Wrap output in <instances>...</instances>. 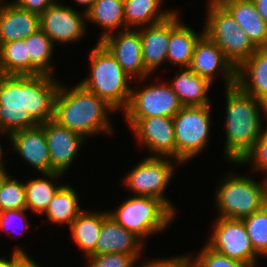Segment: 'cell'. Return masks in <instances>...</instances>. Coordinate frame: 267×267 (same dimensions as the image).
<instances>
[{
	"label": "cell",
	"mask_w": 267,
	"mask_h": 267,
	"mask_svg": "<svg viewBox=\"0 0 267 267\" xmlns=\"http://www.w3.org/2000/svg\"><path fill=\"white\" fill-rule=\"evenodd\" d=\"M141 267H190L188 256L162 259L143 264Z\"/></svg>",
	"instance_id": "f35d334b"
},
{
	"label": "cell",
	"mask_w": 267,
	"mask_h": 267,
	"mask_svg": "<svg viewBox=\"0 0 267 267\" xmlns=\"http://www.w3.org/2000/svg\"><path fill=\"white\" fill-rule=\"evenodd\" d=\"M90 260L88 267H133L139 258L121 253H108L98 256H87Z\"/></svg>",
	"instance_id": "e575fe53"
},
{
	"label": "cell",
	"mask_w": 267,
	"mask_h": 267,
	"mask_svg": "<svg viewBox=\"0 0 267 267\" xmlns=\"http://www.w3.org/2000/svg\"><path fill=\"white\" fill-rule=\"evenodd\" d=\"M258 13L267 23V0H253Z\"/></svg>",
	"instance_id": "60d3db41"
},
{
	"label": "cell",
	"mask_w": 267,
	"mask_h": 267,
	"mask_svg": "<svg viewBox=\"0 0 267 267\" xmlns=\"http://www.w3.org/2000/svg\"><path fill=\"white\" fill-rule=\"evenodd\" d=\"M221 4L257 48L267 47V23L258 13L253 0H224Z\"/></svg>",
	"instance_id": "44dd1931"
},
{
	"label": "cell",
	"mask_w": 267,
	"mask_h": 267,
	"mask_svg": "<svg viewBox=\"0 0 267 267\" xmlns=\"http://www.w3.org/2000/svg\"><path fill=\"white\" fill-rule=\"evenodd\" d=\"M224 0H210L211 3H222Z\"/></svg>",
	"instance_id": "7dc6e473"
},
{
	"label": "cell",
	"mask_w": 267,
	"mask_h": 267,
	"mask_svg": "<svg viewBox=\"0 0 267 267\" xmlns=\"http://www.w3.org/2000/svg\"><path fill=\"white\" fill-rule=\"evenodd\" d=\"M26 209L24 183L8 177L0 191V211Z\"/></svg>",
	"instance_id": "d6a6232c"
},
{
	"label": "cell",
	"mask_w": 267,
	"mask_h": 267,
	"mask_svg": "<svg viewBox=\"0 0 267 267\" xmlns=\"http://www.w3.org/2000/svg\"><path fill=\"white\" fill-rule=\"evenodd\" d=\"M262 186H263L264 202H265V206H267V177L262 182Z\"/></svg>",
	"instance_id": "ee69618b"
},
{
	"label": "cell",
	"mask_w": 267,
	"mask_h": 267,
	"mask_svg": "<svg viewBox=\"0 0 267 267\" xmlns=\"http://www.w3.org/2000/svg\"><path fill=\"white\" fill-rule=\"evenodd\" d=\"M188 68L211 83L214 73L221 69L225 73L226 87L236 85V68L225 57L222 49L205 34L196 42Z\"/></svg>",
	"instance_id": "5bb4252c"
},
{
	"label": "cell",
	"mask_w": 267,
	"mask_h": 267,
	"mask_svg": "<svg viewBox=\"0 0 267 267\" xmlns=\"http://www.w3.org/2000/svg\"><path fill=\"white\" fill-rule=\"evenodd\" d=\"M248 160L254 162V169L267 172V128L262 130L259 139L238 163L242 164Z\"/></svg>",
	"instance_id": "d590c367"
},
{
	"label": "cell",
	"mask_w": 267,
	"mask_h": 267,
	"mask_svg": "<svg viewBox=\"0 0 267 267\" xmlns=\"http://www.w3.org/2000/svg\"><path fill=\"white\" fill-rule=\"evenodd\" d=\"M59 85L51 74H0V132L10 135L52 120Z\"/></svg>",
	"instance_id": "6da1fadb"
},
{
	"label": "cell",
	"mask_w": 267,
	"mask_h": 267,
	"mask_svg": "<svg viewBox=\"0 0 267 267\" xmlns=\"http://www.w3.org/2000/svg\"><path fill=\"white\" fill-rule=\"evenodd\" d=\"M86 18L105 28L100 42L107 35L112 34L115 29H120V26L125 27L124 0H97L85 13L84 20Z\"/></svg>",
	"instance_id": "484cf974"
},
{
	"label": "cell",
	"mask_w": 267,
	"mask_h": 267,
	"mask_svg": "<svg viewBox=\"0 0 267 267\" xmlns=\"http://www.w3.org/2000/svg\"><path fill=\"white\" fill-rule=\"evenodd\" d=\"M100 42L114 56L129 77L138 75V78L142 80L150 75L142 60L140 30L127 28L118 36L107 35Z\"/></svg>",
	"instance_id": "2e32d148"
},
{
	"label": "cell",
	"mask_w": 267,
	"mask_h": 267,
	"mask_svg": "<svg viewBox=\"0 0 267 267\" xmlns=\"http://www.w3.org/2000/svg\"><path fill=\"white\" fill-rule=\"evenodd\" d=\"M89 58L91 74L80 84L105 99L116 110L119 107L125 109L131 96V88L128 87L130 77L101 42L91 50Z\"/></svg>",
	"instance_id": "277c9868"
},
{
	"label": "cell",
	"mask_w": 267,
	"mask_h": 267,
	"mask_svg": "<svg viewBox=\"0 0 267 267\" xmlns=\"http://www.w3.org/2000/svg\"><path fill=\"white\" fill-rule=\"evenodd\" d=\"M1 159H2V149H1V145H0V168L3 166Z\"/></svg>",
	"instance_id": "bcb514c9"
},
{
	"label": "cell",
	"mask_w": 267,
	"mask_h": 267,
	"mask_svg": "<svg viewBox=\"0 0 267 267\" xmlns=\"http://www.w3.org/2000/svg\"><path fill=\"white\" fill-rule=\"evenodd\" d=\"M40 125L44 129L47 140L51 161V173L64 174L77 155L84 137L59 125L53 119Z\"/></svg>",
	"instance_id": "9a60e30c"
},
{
	"label": "cell",
	"mask_w": 267,
	"mask_h": 267,
	"mask_svg": "<svg viewBox=\"0 0 267 267\" xmlns=\"http://www.w3.org/2000/svg\"><path fill=\"white\" fill-rule=\"evenodd\" d=\"M0 267H10V260L0 258Z\"/></svg>",
	"instance_id": "f6af8a7d"
},
{
	"label": "cell",
	"mask_w": 267,
	"mask_h": 267,
	"mask_svg": "<svg viewBox=\"0 0 267 267\" xmlns=\"http://www.w3.org/2000/svg\"><path fill=\"white\" fill-rule=\"evenodd\" d=\"M39 26V15L19 8L15 3L0 4V45L26 39Z\"/></svg>",
	"instance_id": "ffe728a7"
},
{
	"label": "cell",
	"mask_w": 267,
	"mask_h": 267,
	"mask_svg": "<svg viewBox=\"0 0 267 267\" xmlns=\"http://www.w3.org/2000/svg\"><path fill=\"white\" fill-rule=\"evenodd\" d=\"M126 120L138 139L154 152V156L176 159L174 122L171 117L153 116Z\"/></svg>",
	"instance_id": "7c38bea8"
},
{
	"label": "cell",
	"mask_w": 267,
	"mask_h": 267,
	"mask_svg": "<svg viewBox=\"0 0 267 267\" xmlns=\"http://www.w3.org/2000/svg\"><path fill=\"white\" fill-rule=\"evenodd\" d=\"M183 105L169 85H151L142 90L131 89V96L124 109L126 118L153 116L173 117Z\"/></svg>",
	"instance_id": "8fae6325"
},
{
	"label": "cell",
	"mask_w": 267,
	"mask_h": 267,
	"mask_svg": "<svg viewBox=\"0 0 267 267\" xmlns=\"http://www.w3.org/2000/svg\"><path fill=\"white\" fill-rule=\"evenodd\" d=\"M83 19L76 10L55 3L39 16V26L52 43H67L78 40L85 34Z\"/></svg>",
	"instance_id": "4fadbf2b"
},
{
	"label": "cell",
	"mask_w": 267,
	"mask_h": 267,
	"mask_svg": "<svg viewBox=\"0 0 267 267\" xmlns=\"http://www.w3.org/2000/svg\"><path fill=\"white\" fill-rule=\"evenodd\" d=\"M0 74L4 75H39L42 74L27 55L23 39L0 45Z\"/></svg>",
	"instance_id": "d4e9b609"
},
{
	"label": "cell",
	"mask_w": 267,
	"mask_h": 267,
	"mask_svg": "<svg viewBox=\"0 0 267 267\" xmlns=\"http://www.w3.org/2000/svg\"><path fill=\"white\" fill-rule=\"evenodd\" d=\"M60 187H54L51 181L42 178L24 183L26 209L42 215Z\"/></svg>",
	"instance_id": "4dcf8cb0"
},
{
	"label": "cell",
	"mask_w": 267,
	"mask_h": 267,
	"mask_svg": "<svg viewBox=\"0 0 267 267\" xmlns=\"http://www.w3.org/2000/svg\"><path fill=\"white\" fill-rule=\"evenodd\" d=\"M226 89L225 155L231 162L238 163L261 136L259 107L267 114V105L244 93L237 85Z\"/></svg>",
	"instance_id": "3957f363"
},
{
	"label": "cell",
	"mask_w": 267,
	"mask_h": 267,
	"mask_svg": "<svg viewBox=\"0 0 267 267\" xmlns=\"http://www.w3.org/2000/svg\"><path fill=\"white\" fill-rule=\"evenodd\" d=\"M209 4L203 33L222 49L225 57L237 69L257 47L221 3Z\"/></svg>",
	"instance_id": "5b68a950"
},
{
	"label": "cell",
	"mask_w": 267,
	"mask_h": 267,
	"mask_svg": "<svg viewBox=\"0 0 267 267\" xmlns=\"http://www.w3.org/2000/svg\"><path fill=\"white\" fill-rule=\"evenodd\" d=\"M30 62L42 73L50 75V59L53 51L51 39L41 30L24 39Z\"/></svg>",
	"instance_id": "f546056e"
},
{
	"label": "cell",
	"mask_w": 267,
	"mask_h": 267,
	"mask_svg": "<svg viewBox=\"0 0 267 267\" xmlns=\"http://www.w3.org/2000/svg\"><path fill=\"white\" fill-rule=\"evenodd\" d=\"M102 224L103 212H81L71 223L72 237L86 256L95 251Z\"/></svg>",
	"instance_id": "4316f807"
},
{
	"label": "cell",
	"mask_w": 267,
	"mask_h": 267,
	"mask_svg": "<svg viewBox=\"0 0 267 267\" xmlns=\"http://www.w3.org/2000/svg\"><path fill=\"white\" fill-rule=\"evenodd\" d=\"M177 13L170 15V40L168 43L167 60L181 68H188L193 56L196 42L204 34L197 36L190 27L178 21Z\"/></svg>",
	"instance_id": "603a6c76"
},
{
	"label": "cell",
	"mask_w": 267,
	"mask_h": 267,
	"mask_svg": "<svg viewBox=\"0 0 267 267\" xmlns=\"http://www.w3.org/2000/svg\"><path fill=\"white\" fill-rule=\"evenodd\" d=\"M109 216L126 230L142 237L163 230L174 217L173 212L163 201L148 196H133Z\"/></svg>",
	"instance_id": "8992f818"
},
{
	"label": "cell",
	"mask_w": 267,
	"mask_h": 267,
	"mask_svg": "<svg viewBox=\"0 0 267 267\" xmlns=\"http://www.w3.org/2000/svg\"><path fill=\"white\" fill-rule=\"evenodd\" d=\"M149 25L146 30H140V37L143 64L150 74L167 59L170 40V16L164 21Z\"/></svg>",
	"instance_id": "7402d4cb"
},
{
	"label": "cell",
	"mask_w": 267,
	"mask_h": 267,
	"mask_svg": "<svg viewBox=\"0 0 267 267\" xmlns=\"http://www.w3.org/2000/svg\"><path fill=\"white\" fill-rule=\"evenodd\" d=\"M24 250L16 248L12 259L10 260V267H39Z\"/></svg>",
	"instance_id": "ab89813d"
},
{
	"label": "cell",
	"mask_w": 267,
	"mask_h": 267,
	"mask_svg": "<svg viewBox=\"0 0 267 267\" xmlns=\"http://www.w3.org/2000/svg\"><path fill=\"white\" fill-rule=\"evenodd\" d=\"M211 82L200 77L191 69L185 68L173 80L171 88L177 94L183 106L210 105L207 92Z\"/></svg>",
	"instance_id": "cb8c5ba5"
},
{
	"label": "cell",
	"mask_w": 267,
	"mask_h": 267,
	"mask_svg": "<svg viewBox=\"0 0 267 267\" xmlns=\"http://www.w3.org/2000/svg\"><path fill=\"white\" fill-rule=\"evenodd\" d=\"M207 246L231 259L255 267L257 253L254 251L242 219L219 217Z\"/></svg>",
	"instance_id": "30bf717a"
},
{
	"label": "cell",
	"mask_w": 267,
	"mask_h": 267,
	"mask_svg": "<svg viewBox=\"0 0 267 267\" xmlns=\"http://www.w3.org/2000/svg\"><path fill=\"white\" fill-rule=\"evenodd\" d=\"M80 211L76 191L68 185H61L44 213L51 222H66L70 227Z\"/></svg>",
	"instance_id": "f1b7e54d"
},
{
	"label": "cell",
	"mask_w": 267,
	"mask_h": 267,
	"mask_svg": "<svg viewBox=\"0 0 267 267\" xmlns=\"http://www.w3.org/2000/svg\"><path fill=\"white\" fill-rule=\"evenodd\" d=\"M76 1L77 3H79L80 5H86V12L89 11V9L93 6V4L97 1V0H74Z\"/></svg>",
	"instance_id": "b9f144b4"
},
{
	"label": "cell",
	"mask_w": 267,
	"mask_h": 267,
	"mask_svg": "<svg viewBox=\"0 0 267 267\" xmlns=\"http://www.w3.org/2000/svg\"><path fill=\"white\" fill-rule=\"evenodd\" d=\"M15 151L30 165L37 168L49 179L59 178L62 174L51 173L49 149L43 127L38 124L32 128L18 130L10 134Z\"/></svg>",
	"instance_id": "e0dca14e"
},
{
	"label": "cell",
	"mask_w": 267,
	"mask_h": 267,
	"mask_svg": "<svg viewBox=\"0 0 267 267\" xmlns=\"http://www.w3.org/2000/svg\"><path fill=\"white\" fill-rule=\"evenodd\" d=\"M140 242V238L134 233L126 230L112 219L108 212H103V224L101 226L99 238L96 242L95 251L90 256L108 253L139 256L142 247V242Z\"/></svg>",
	"instance_id": "ac0fdd59"
},
{
	"label": "cell",
	"mask_w": 267,
	"mask_h": 267,
	"mask_svg": "<svg viewBox=\"0 0 267 267\" xmlns=\"http://www.w3.org/2000/svg\"><path fill=\"white\" fill-rule=\"evenodd\" d=\"M210 108V105L183 106L172 117L178 163H185L206 146L210 135Z\"/></svg>",
	"instance_id": "52a82bcc"
},
{
	"label": "cell",
	"mask_w": 267,
	"mask_h": 267,
	"mask_svg": "<svg viewBox=\"0 0 267 267\" xmlns=\"http://www.w3.org/2000/svg\"><path fill=\"white\" fill-rule=\"evenodd\" d=\"M247 234L257 254L267 256V206L244 217Z\"/></svg>",
	"instance_id": "1f68e13d"
},
{
	"label": "cell",
	"mask_w": 267,
	"mask_h": 267,
	"mask_svg": "<svg viewBox=\"0 0 267 267\" xmlns=\"http://www.w3.org/2000/svg\"><path fill=\"white\" fill-rule=\"evenodd\" d=\"M111 110L116 109L80 83L70 91L59 85L54 100L53 120L85 138L99 131H112L106 115Z\"/></svg>",
	"instance_id": "7a4b0ae2"
},
{
	"label": "cell",
	"mask_w": 267,
	"mask_h": 267,
	"mask_svg": "<svg viewBox=\"0 0 267 267\" xmlns=\"http://www.w3.org/2000/svg\"><path fill=\"white\" fill-rule=\"evenodd\" d=\"M26 210L27 209L0 211V229L7 230L8 226L12 225V222H14L15 219H17V218L20 219L21 222L23 223L25 220H27L24 217V215H25L24 213ZM15 227H16V225H15ZM28 227H29V224H25L23 226V228H28Z\"/></svg>",
	"instance_id": "74e56055"
},
{
	"label": "cell",
	"mask_w": 267,
	"mask_h": 267,
	"mask_svg": "<svg viewBox=\"0 0 267 267\" xmlns=\"http://www.w3.org/2000/svg\"><path fill=\"white\" fill-rule=\"evenodd\" d=\"M190 267H253L250 264L231 259L209 248L207 245L194 261L188 256Z\"/></svg>",
	"instance_id": "836d02e7"
},
{
	"label": "cell",
	"mask_w": 267,
	"mask_h": 267,
	"mask_svg": "<svg viewBox=\"0 0 267 267\" xmlns=\"http://www.w3.org/2000/svg\"><path fill=\"white\" fill-rule=\"evenodd\" d=\"M9 177V175L6 173L4 166L0 168V191L1 188L5 182V180Z\"/></svg>",
	"instance_id": "7bdbcfd3"
},
{
	"label": "cell",
	"mask_w": 267,
	"mask_h": 267,
	"mask_svg": "<svg viewBox=\"0 0 267 267\" xmlns=\"http://www.w3.org/2000/svg\"><path fill=\"white\" fill-rule=\"evenodd\" d=\"M168 157L149 156L140 162L125 178V185L136 193V196H148L163 201L173 212L175 209L163 191L173 176L174 166Z\"/></svg>",
	"instance_id": "9c48e42d"
},
{
	"label": "cell",
	"mask_w": 267,
	"mask_h": 267,
	"mask_svg": "<svg viewBox=\"0 0 267 267\" xmlns=\"http://www.w3.org/2000/svg\"><path fill=\"white\" fill-rule=\"evenodd\" d=\"M161 0H124L125 26H142L164 21L173 11L160 12ZM160 12V13H159ZM152 21V22H151Z\"/></svg>",
	"instance_id": "83f0119b"
},
{
	"label": "cell",
	"mask_w": 267,
	"mask_h": 267,
	"mask_svg": "<svg viewBox=\"0 0 267 267\" xmlns=\"http://www.w3.org/2000/svg\"><path fill=\"white\" fill-rule=\"evenodd\" d=\"M219 188L216 203L220 217L243 219L265 206L262 182L231 175Z\"/></svg>",
	"instance_id": "ba28073f"
},
{
	"label": "cell",
	"mask_w": 267,
	"mask_h": 267,
	"mask_svg": "<svg viewBox=\"0 0 267 267\" xmlns=\"http://www.w3.org/2000/svg\"><path fill=\"white\" fill-rule=\"evenodd\" d=\"M236 76V85L244 93L267 105V47L257 48L236 69Z\"/></svg>",
	"instance_id": "d6986e66"
},
{
	"label": "cell",
	"mask_w": 267,
	"mask_h": 267,
	"mask_svg": "<svg viewBox=\"0 0 267 267\" xmlns=\"http://www.w3.org/2000/svg\"><path fill=\"white\" fill-rule=\"evenodd\" d=\"M15 3L19 8L41 15L47 8L55 4L54 0H16Z\"/></svg>",
	"instance_id": "8d00e7d4"
}]
</instances>
